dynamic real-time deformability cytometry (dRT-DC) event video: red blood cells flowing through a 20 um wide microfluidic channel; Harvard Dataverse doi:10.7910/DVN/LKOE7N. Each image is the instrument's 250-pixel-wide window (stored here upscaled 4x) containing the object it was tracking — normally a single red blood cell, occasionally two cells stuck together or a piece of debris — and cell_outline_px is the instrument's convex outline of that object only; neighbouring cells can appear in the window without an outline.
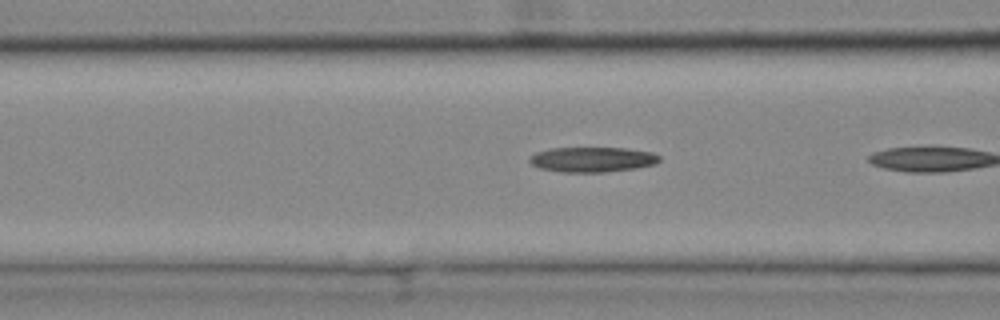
{"species": "common noctule bat (a hibernating species)", "species_latin": "Nyctalus noctula", "temperature_condition": "cold", "stored_images_in_passage": 6, "camera_frame_rate_fps": 3000, "um_per_image_px": 0.085, "animal": {"sex": "female", "body_mass_g": 25.1}, "frame": {"image": 1, "passage_image": 5, "time_ms": 1.333, "image_size_px": [1000, 320], "cell_outline_px": [[660, 160], [656, 164], [636, 168], [600, 172], [560, 172], [540, 168], [532, 164], [528, 160], [528, 156], [536, 152], [548, 148], [628, 148], [652, 152], [660, 156]], "centroid_in_image_um": [50.33, 13.55], "position_along_channel_um": 116.3, "area_um2": 19.07}}